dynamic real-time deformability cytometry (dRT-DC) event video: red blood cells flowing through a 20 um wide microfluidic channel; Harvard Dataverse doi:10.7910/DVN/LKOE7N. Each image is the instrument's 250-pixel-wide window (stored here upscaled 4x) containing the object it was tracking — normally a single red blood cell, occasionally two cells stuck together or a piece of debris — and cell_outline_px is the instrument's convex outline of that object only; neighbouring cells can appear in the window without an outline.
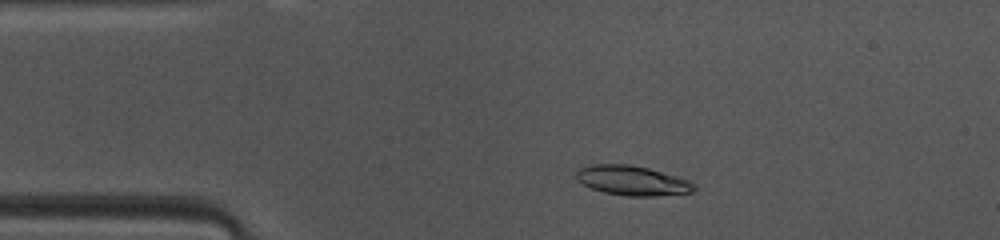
{"species": "common noctule bat (a hibernating species)", "species_latin": "Nyctalus noctula", "temperature_condition": "warm", "stored_images_in_passage": 46, "camera_frame_rate_fps": 3000, "um_per_image_px": 0.085, "animal": {"sex": "female", "body_mass_g": 10.0, "forearm_length_mm": 53.1}, "frame": {"image": 1, "passage_image": 8, "time_ms": 2.333, "image_size_px": [1000, 240], "cell_outline_px": [[696, 188], [692, 192], [656, 196], [628, 196], [604, 192], [592, 188], [576, 180], [576, 172], [580, 168], [592, 164], [628, 164], [648, 168], [676, 176], [688, 180], [696, 184]], "centroid_in_image_um": [53.75, 15.35], "position_along_channel_um": 31.3, "area_um2": 20.29}}
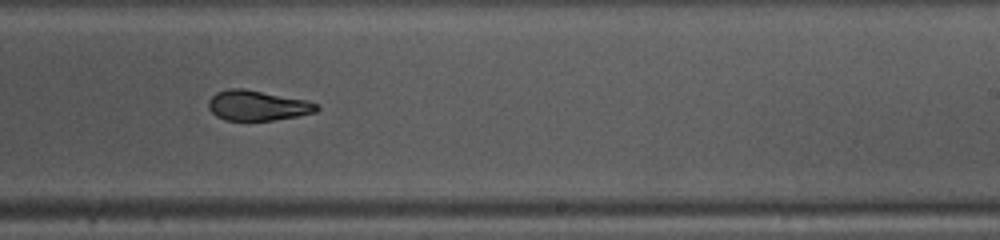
{"frame": {"image": 2, "passage_image": 27, "time_ms": 8.667, "image_size_px": [1000, 240], "cell_outline_px": [[320, 108], [316, 112], [296, 116], [272, 120], [224, 120], [216, 116], [208, 108], [208, 100], [216, 92], [228, 88], [244, 88], [304, 100], [320, 104]], "centroid_in_image_um": [21.86, 8.96], "position_along_channel_um": 267.1, "area_um2": 18.96}}
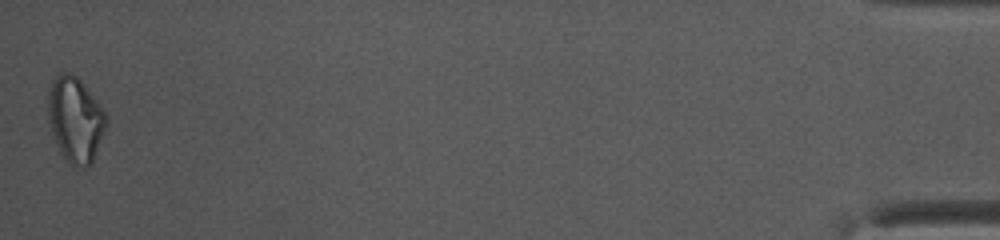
{"frame": {"image": 3, "passage_image": 46, "time_ms": 15.0, "image_size_px": [1000, 240], "cell_outline_px": [[108, 116], [92, 164], [68, 164], [60, 152], [52, 132], [48, 120], [48, 92], [52, 80], [60, 72], [72, 72], [84, 84]], "centroid_in_image_um": [6.37, 10.1], "position_along_channel_um": 428.8, "area_um2": 28.38}, "authors_computed_cell_mechanics": {"area_um2": 20.0855, "velocity_mm_per_s": 4.1695, "shape_relaxation_time_tau1_ms": 9.5212, "shape_relaxation_time_tau2_ms": 2.659, "deformation_change_tau1": 0.2679, "deformation_change_tau2": 0.08}}